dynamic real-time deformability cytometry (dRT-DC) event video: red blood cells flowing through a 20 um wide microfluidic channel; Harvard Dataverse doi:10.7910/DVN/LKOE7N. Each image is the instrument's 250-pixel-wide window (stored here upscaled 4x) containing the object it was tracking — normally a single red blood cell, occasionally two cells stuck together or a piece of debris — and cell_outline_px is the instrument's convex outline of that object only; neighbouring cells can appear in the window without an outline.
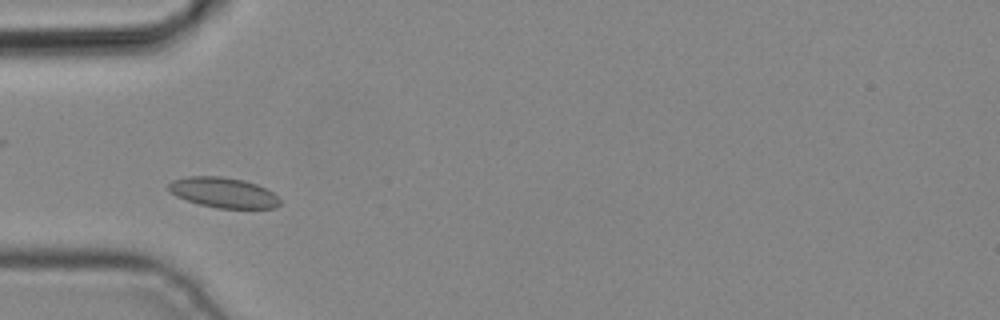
{"species": "common noctule bat (a hibernating species)", "species_latin": "Nyctalus noctula", "temperature_condition": "cold", "stored_images_in_passage": 3, "camera_frame_rate_fps": 3000, "um_per_image_px": 0.085, "animal": {"sex": "male", "body_mass_g": 19.2, "forearm_length_mm": 51.8}, "frame": {"image": 1, "passage_image": 2, "time_ms": 0.333, "image_size_px": [1000, 320], "cell_outline_px": [[280, 204], [276, 208], [216, 208], [200, 204], [176, 196], [168, 188], [168, 184], [172, 180], [188, 176], [220, 176], [244, 180], [256, 184], [272, 192], [280, 200]], "centroid_in_image_um": [18.98, 16.36], "position_along_channel_um": 66.0, "area_um2": 19.48}}
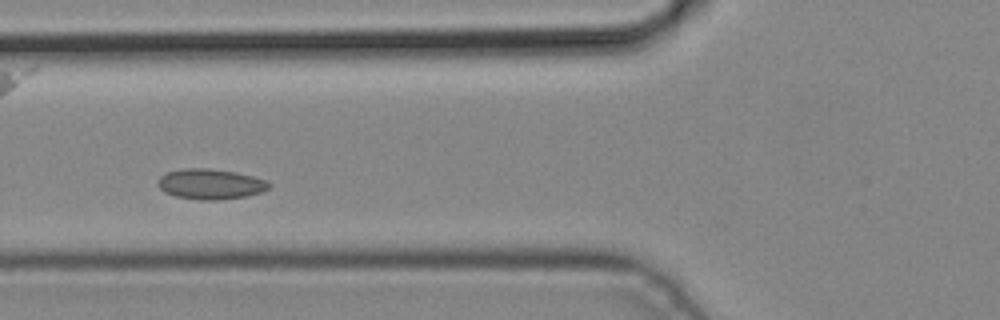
{"frame": {"image": 2, "passage_image": 3, "time_ms": 0.667, "image_size_px": [1000, 320], "cell_outline_px": [[272, 184], [268, 188], [260, 192], [248, 196], [216, 200], [200, 200], [176, 196], [164, 192], [156, 184], [160, 176], [168, 172], [184, 168], [208, 168], [236, 172], [252, 176], [264, 180]], "centroid_in_image_um": [17.87, 15.64], "position_along_channel_um": 107.9, "area_um2": 19.59}}